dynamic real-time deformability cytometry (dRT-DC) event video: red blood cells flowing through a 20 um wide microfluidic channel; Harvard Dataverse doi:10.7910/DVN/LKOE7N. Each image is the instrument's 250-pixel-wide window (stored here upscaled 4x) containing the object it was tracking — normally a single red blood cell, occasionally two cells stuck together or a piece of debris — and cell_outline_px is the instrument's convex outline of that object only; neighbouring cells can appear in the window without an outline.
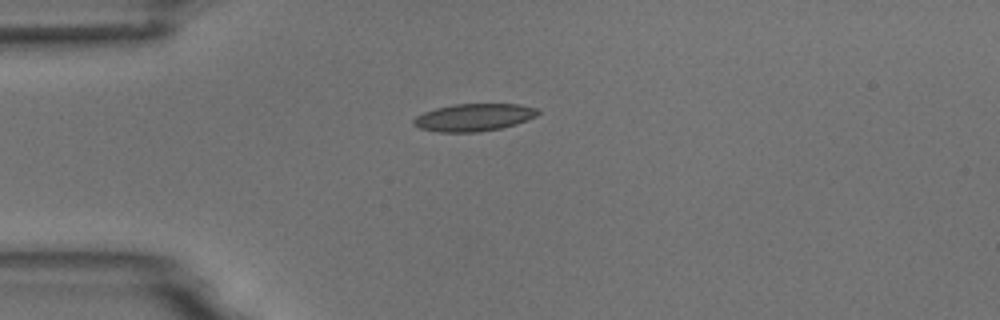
{"species": "common noctule bat (a hibernating species)", "species_latin": "Nyctalus noctula", "temperature_condition": "room temperature", "stored_images_in_passage": 4, "camera_frame_rate_fps": 3000, "um_per_image_px": 0.085, "animal": {"sex": "male", "body_mass_g": 18.8}, "frame": {"image": 1, "passage_image": 1, "time_ms": 0.0, "image_size_px": [1000, 320], "cell_outline_px": [[540, 112], [536, 116], [516, 124], [500, 128], [480, 132], [436, 132], [420, 128], [412, 124], [412, 120], [416, 116], [424, 112], [436, 108], [456, 104], [520, 104], [536, 108]], "centroid_in_image_um": [40.26, 9.98], "position_along_channel_um": 44.7, "area_um2": 19.88}}
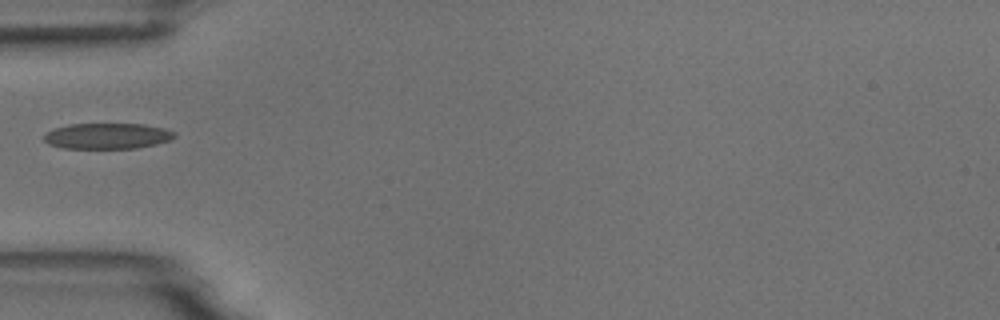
{"frame": {"image": 2, "passage_image": 2, "time_ms": 1.333, "image_size_px": [1000, 320], "cell_outline_px": [[176, 136], [168, 140], [156, 144], [136, 148], [64, 148], [48, 144], [44, 140], [44, 132], [52, 128], [68, 124], [144, 124], [164, 128], [176, 132]], "centroid_in_image_um": [9.08, 11.55], "position_along_channel_um": 75.9, "area_um2": 19.71}}